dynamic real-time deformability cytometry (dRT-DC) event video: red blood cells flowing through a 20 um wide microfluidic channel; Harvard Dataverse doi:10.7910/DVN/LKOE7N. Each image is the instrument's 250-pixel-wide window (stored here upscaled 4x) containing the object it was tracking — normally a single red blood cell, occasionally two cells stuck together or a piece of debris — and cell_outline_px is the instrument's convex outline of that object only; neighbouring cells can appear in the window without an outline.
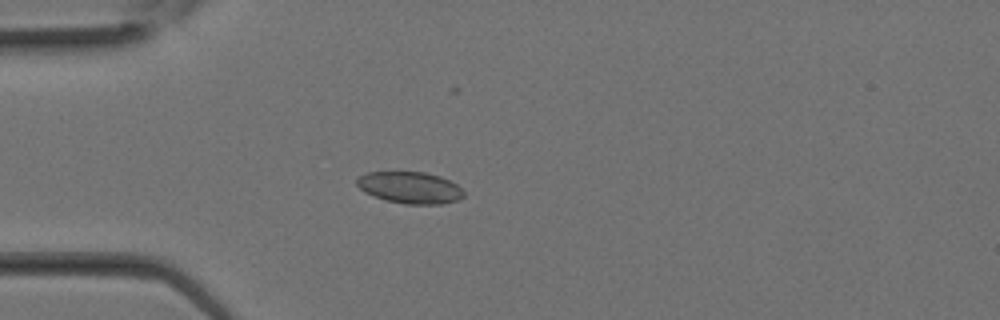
{"species": "Egyptian fruit bat (a non-hibernating species)", "species_latin": "Rousettus aegyptiacus", "temperature_condition": "room temperature", "stored_images_in_passage": 31, "camera_frame_rate_fps": 3000, "um_per_image_px": 0.085, "animal": {"sex": "female"}, "frame": {"image": 1, "passage_image": 9, "time_ms": 2.667, "image_size_px": [1000, 320], "cell_outline_px": [[464, 196], [460, 200], [440, 204], [404, 204], [384, 200], [364, 192], [356, 184], [356, 180], [360, 176], [368, 172], [424, 172], [440, 176], [456, 184], [464, 192]], "centroid_in_image_um": [34.85, 15.95], "position_along_channel_um": 50.2, "area_um2": 19.77}}
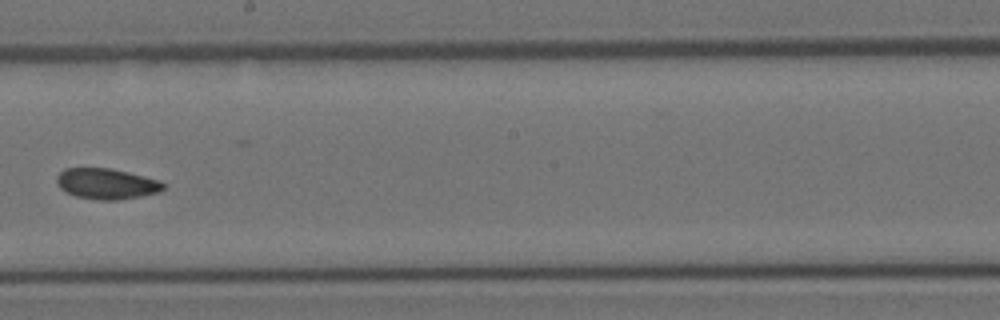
{"frame": {"image": 2, "passage_image": 18, "time_ms": 5.667, "image_size_px": [1000, 320], "cell_outline_px": [[164, 188], [160, 192], [120, 200], [100, 200], [76, 196], [64, 192], [56, 184], [56, 176], [64, 168], [108, 168], [144, 176], [160, 180], [164, 184]], "centroid_in_image_um": [9.02, 15.62], "position_along_channel_um": 239.2, "area_um2": 19.13}}
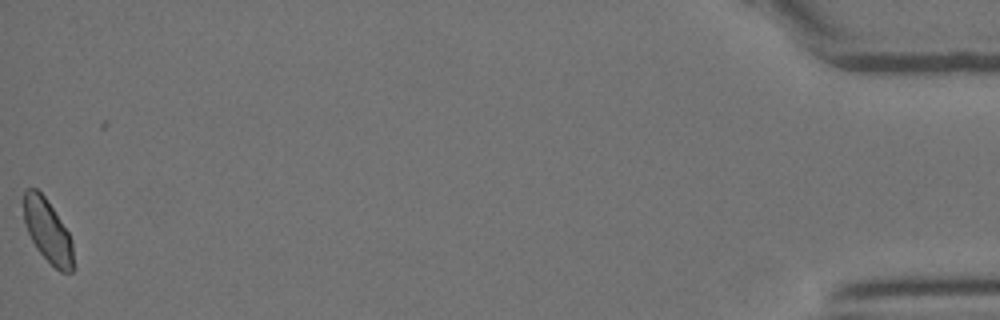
{"frame": {"image": 3, "passage_image": 31, "time_ms": 10.0, "image_size_px": [1000, 320], "cell_outline_px": [[76, 268], [72, 272], [60, 272], [36, 248], [28, 232], [24, 220], [20, 200], [24, 192], [28, 188], [36, 188], [44, 196], [68, 232], [72, 240]], "centroid_in_image_um": [4.05, 19.63], "position_along_channel_um": 431.2, "area_um2": 18.55}}